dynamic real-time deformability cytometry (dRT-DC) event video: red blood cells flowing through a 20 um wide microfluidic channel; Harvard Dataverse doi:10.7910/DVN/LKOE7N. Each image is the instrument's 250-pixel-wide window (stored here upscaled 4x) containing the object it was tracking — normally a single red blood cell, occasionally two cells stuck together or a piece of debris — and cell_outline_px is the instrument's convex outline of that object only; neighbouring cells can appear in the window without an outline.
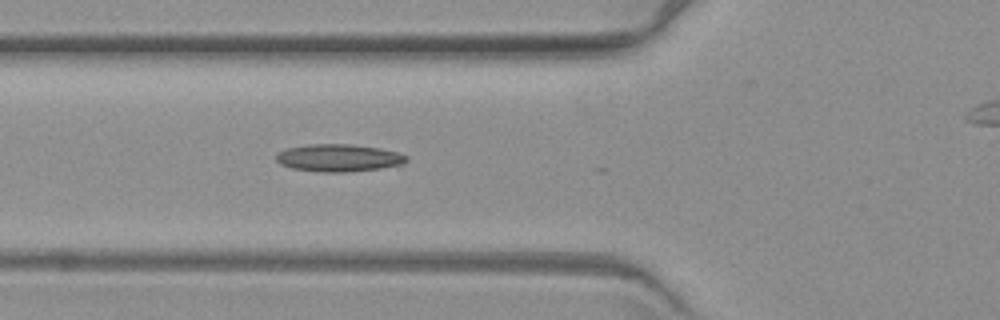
{"species": "common noctule bat (a hibernating species)", "species_latin": "Nyctalus noctula", "temperature_condition": "warm", "stored_images_in_passage": 4, "segment_of_instrument_passage": [1, 2], "camera_frame_rate_fps": 3000, "um_per_image_px": 0.085, "animal": {"sex": "female", "body_mass_g": 19.3, "forearm_length_mm": 54.1}, "frame": {"image": 1, "passage_image": 3, "time_ms": 3.0, "image_size_px": [1000, 320], "cell_outline_px": [[408, 160], [400, 164], [380, 168], [344, 172], [320, 172], [292, 168], [280, 164], [276, 160], [276, 152], [288, 148], [308, 144], [352, 144], [380, 148], [396, 152], [408, 156]], "centroid_in_image_um": [28.75, 13.41], "position_along_channel_um": 97.1, "area_um2": 20.75}}